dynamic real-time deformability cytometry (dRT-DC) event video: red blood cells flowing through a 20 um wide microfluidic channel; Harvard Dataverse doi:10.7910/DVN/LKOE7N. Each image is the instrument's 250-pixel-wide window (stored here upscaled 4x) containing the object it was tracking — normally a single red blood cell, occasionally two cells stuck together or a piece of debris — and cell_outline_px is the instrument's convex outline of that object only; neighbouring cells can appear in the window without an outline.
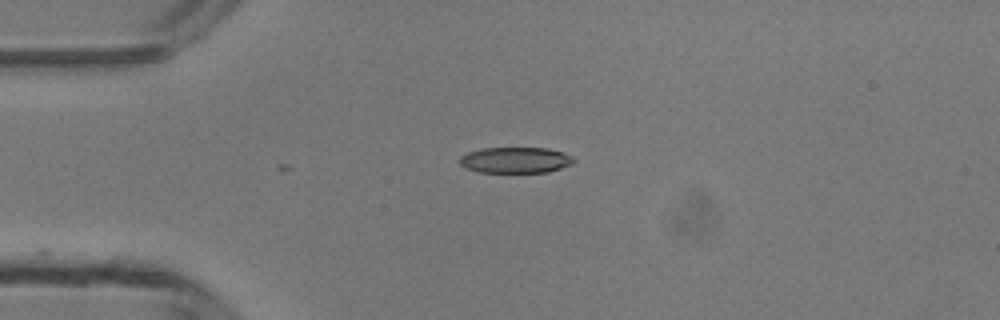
{"species": "common noctule bat (a hibernating species)", "species_latin": "Nyctalus noctula", "temperature_condition": "room temperature", "stored_images_in_passage": 2, "camera_frame_rate_fps": 3000, "um_per_image_px": 0.085, "animal": {"sex": "male", "body_mass_g": 13.3}, "frame": {"image": 1, "passage_image": 2, "time_ms": 0.333, "image_size_px": [1000, 320], "cell_outline_px": [[576, 160], [572, 164], [548, 172], [480, 172], [464, 168], [460, 164], [460, 156], [468, 152], [480, 148], [548, 148], [564, 152], [572, 156]], "centroid_in_image_um": [43.82, 13.6], "position_along_channel_um": 41.2, "area_um2": 17.34}}